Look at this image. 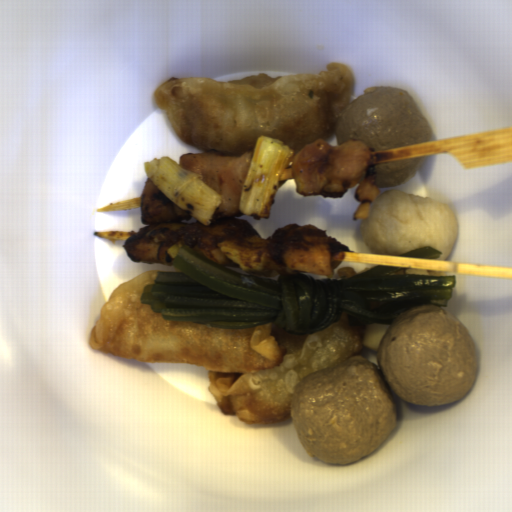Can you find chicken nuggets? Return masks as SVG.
<instances>
[{
  "label": "chicken nuggets",
  "instance_id": "1",
  "mask_svg": "<svg viewBox=\"0 0 512 512\" xmlns=\"http://www.w3.org/2000/svg\"><path fill=\"white\" fill-rule=\"evenodd\" d=\"M374 151L360 140H348L332 146L325 139H316L294 148L290 170L296 191L304 198L322 196L342 198L357 185L354 198L359 202L353 221L371 216L373 202L384 193L376 185Z\"/></svg>",
  "mask_w": 512,
  "mask_h": 512
},
{
  "label": "chicken nuggets",
  "instance_id": "2",
  "mask_svg": "<svg viewBox=\"0 0 512 512\" xmlns=\"http://www.w3.org/2000/svg\"><path fill=\"white\" fill-rule=\"evenodd\" d=\"M252 155L253 151L241 155L207 151L183 153L179 158L180 166L196 174L220 196L221 203L211 223H197L195 238L201 255L227 268L240 267L223 255L218 242L246 236L261 238L248 220L236 219L244 214L239 206Z\"/></svg>",
  "mask_w": 512,
  "mask_h": 512
},
{
  "label": "chicken nuggets",
  "instance_id": "3",
  "mask_svg": "<svg viewBox=\"0 0 512 512\" xmlns=\"http://www.w3.org/2000/svg\"><path fill=\"white\" fill-rule=\"evenodd\" d=\"M140 214L144 228L126 240L123 249L132 262L173 265L167 251L182 238L191 217L146 178L141 191Z\"/></svg>",
  "mask_w": 512,
  "mask_h": 512
},
{
  "label": "chicken nuggets",
  "instance_id": "4",
  "mask_svg": "<svg viewBox=\"0 0 512 512\" xmlns=\"http://www.w3.org/2000/svg\"><path fill=\"white\" fill-rule=\"evenodd\" d=\"M267 250L275 272L281 276L301 270L331 277L350 249L324 229L299 223L276 227L267 238Z\"/></svg>",
  "mask_w": 512,
  "mask_h": 512
}]
</instances>
